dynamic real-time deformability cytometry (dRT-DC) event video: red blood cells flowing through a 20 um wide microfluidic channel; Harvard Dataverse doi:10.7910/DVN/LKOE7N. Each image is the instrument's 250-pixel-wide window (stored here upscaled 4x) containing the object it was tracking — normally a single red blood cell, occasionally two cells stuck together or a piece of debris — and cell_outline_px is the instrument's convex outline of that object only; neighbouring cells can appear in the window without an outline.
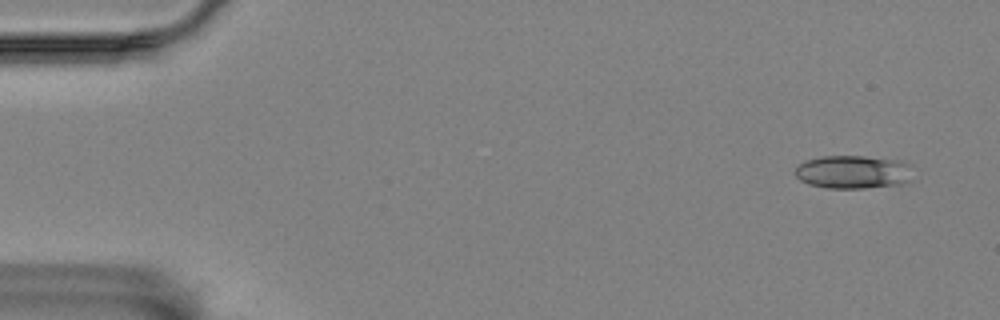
{"species": "Egyptian fruit bat (a non-hibernating species)", "species_latin": "Rousettus aegyptiacus", "temperature_condition": "room temperature", "stored_images_in_passage": 6, "camera_frame_rate_fps": 3000, "um_per_image_px": 0.085, "animal": {"sex": "female"}, "frame": {"image": 1, "passage_image": 1, "time_ms": 0.0, "image_size_px": [1000, 320], "cell_outline_px": [[912, 180], [900, 184], [864, 188], [828, 188], [808, 184], [800, 180], [796, 176], [796, 168], [800, 164], [808, 160], [820, 156], [864, 156], [904, 160], [912, 164]], "centroid_in_image_um": [72.59, 14.61], "position_along_channel_um": 12.4, "area_um2": 23.12}}
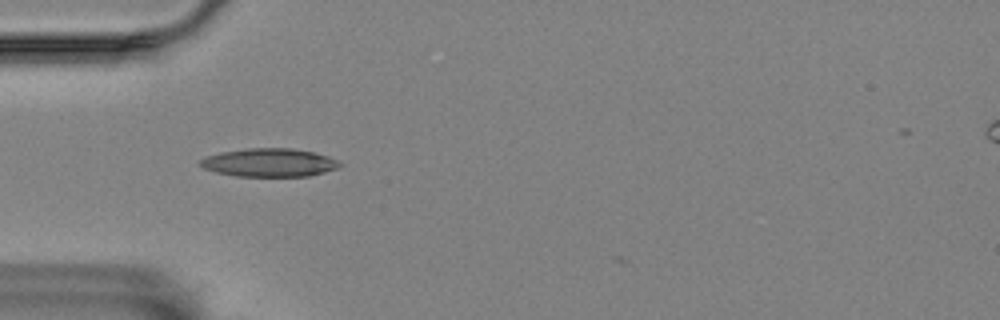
{"frame": {"image": 2, "passage_image": 5, "time_ms": 4.667, "image_size_px": [1000, 320], "cell_outline_px": [[344, 164], [336, 168], [324, 172], [308, 176], [236, 176], [216, 172], [204, 168], [196, 164], [200, 160], [208, 156], [220, 152], [248, 148], [292, 148], [312, 152], [328, 156], [340, 160]], "centroid_in_image_um": [22.9, 13.82], "position_along_channel_um": 62.1, "area_um2": 23.06}}
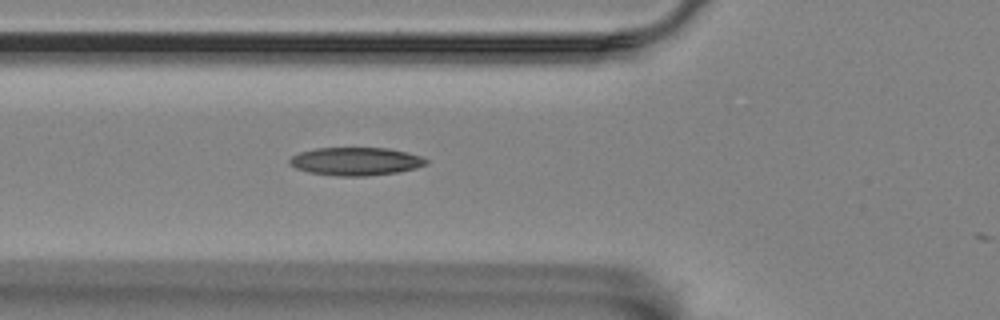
{"frame": {"image": 3, "passage_image": 6, "time_ms": 5.667, "image_size_px": [1000, 320], "cell_outline_px": [[428, 164], [416, 168], [400, 172], [368, 176], [336, 176], [308, 172], [296, 168], [288, 164], [288, 160], [292, 156], [300, 152], [316, 148], [388, 148], [420, 156], [428, 160]], "centroid_in_image_um": [30.23, 13.72], "position_along_channel_um": 95.6, "area_um2": 22.43}}